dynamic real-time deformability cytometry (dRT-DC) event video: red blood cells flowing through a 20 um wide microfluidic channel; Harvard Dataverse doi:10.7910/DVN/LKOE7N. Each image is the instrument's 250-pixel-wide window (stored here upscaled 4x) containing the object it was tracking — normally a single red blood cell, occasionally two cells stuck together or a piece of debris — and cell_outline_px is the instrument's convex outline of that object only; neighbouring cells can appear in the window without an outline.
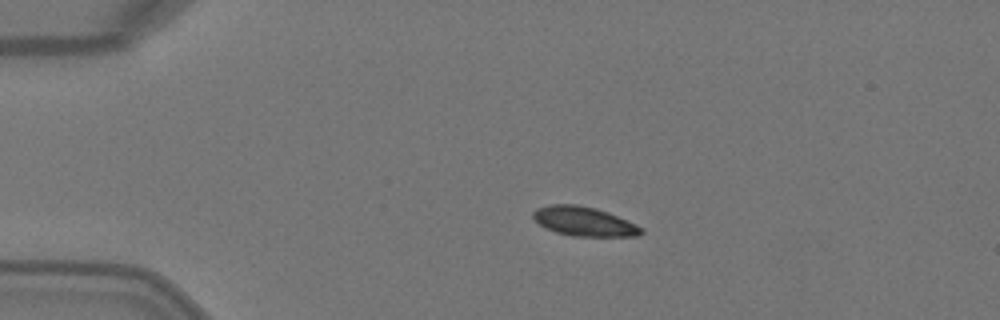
{"species": "Egyptian fruit bat (a non-hibernating species)", "species_latin": "Rousettus aegyptiacus", "temperature_condition": "warm", "stored_images_in_passage": 2, "camera_frame_rate_fps": 3000, "um_per_image_px": 0.085, "animal": {"sex": "female"}, "frame": {"image": 1, "passage_image": 1, "time_ms": 0.0, "image_size_px": [1000, 320], "cell_outline_px": [[644, 232], [640, 236], [572, 236], [556, 232], [540, 224], [532, 216], [532, 212], [536, 208], [548, 204], [576, 204], [596, 208], [608, 212], [628, 220], [644, 228]], "centroid_in_image_um": [49.67, 18.81], "position_along_channel_um": 35.3, "area_um2": 18.55}}
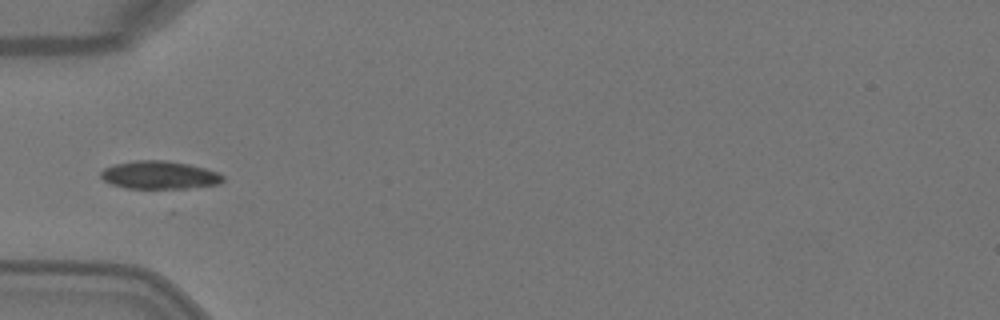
{"frame": {"image": 2, "passage_image": 2, "time_ms": 0.333, "image_size_px": [1000, 320], "cell_outline_px": [[224, 180], [216, 184], [188, 188], [124, 188], [112, 184], [104, 180], [100, 176], [100, 172], [104, 168], [116, 164], [136, 160], [164, 160], [188, 164], [204, 168], [216, 172], [224, 176]], "centroid_in_image_um": [13.52, 14.88], "position_along_channel_um": 71.5, "area_um2": 19.71}}